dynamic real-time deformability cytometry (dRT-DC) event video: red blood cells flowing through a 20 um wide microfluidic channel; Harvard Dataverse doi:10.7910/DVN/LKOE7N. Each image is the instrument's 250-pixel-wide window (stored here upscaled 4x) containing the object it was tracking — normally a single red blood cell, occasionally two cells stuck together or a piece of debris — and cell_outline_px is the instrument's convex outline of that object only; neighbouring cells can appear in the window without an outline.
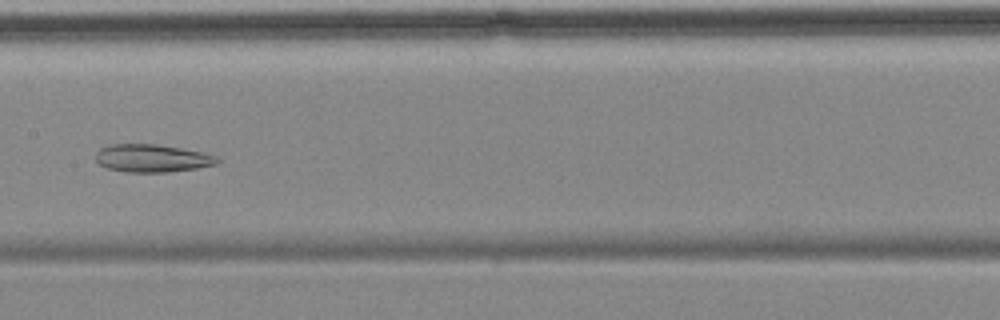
{"species": "common noctule bat (a hibernating species)", "species_latin": "Nyctalus noctula", "temperature_condition": "cold", "stored_images_in_passage": 8, "camera_frame_rate_fps": 3000, "um_per_image_px": 0.085, "animal": {"sex": "female", "body_mass_g": 18.4}, "frame": {"image": 1, "passage_image": 7, "time_ms": 7.333, "image_size_px": [1000, 320], "cell_outline_px": [[220, 160], [216, 164], [196, 168], [168, 172], [128, 172], [108, 168], [100, 164], [96, 160], [96, 152], [100, 148], [108, 144], [156, 144], [180, 148], [200, 152], [216, 156]], "centroid_in_image_um": [12.9, 13.44], "position_along_channel_um": 194.5, "area_um2": 19.54}}
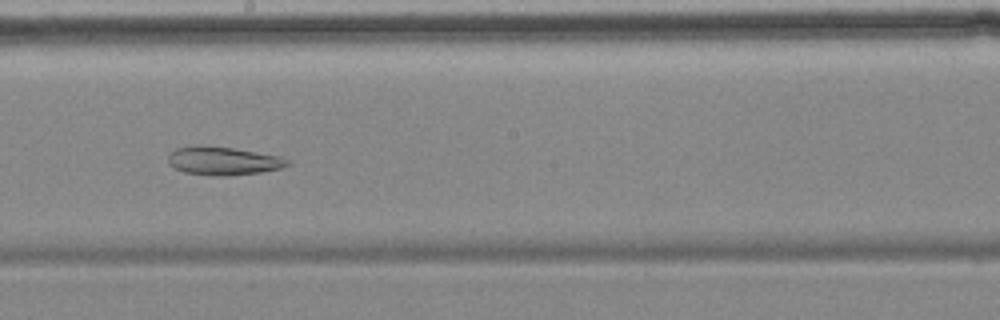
{"frame": {"image": 2, "passage_image": 8, "time_ms": 8.333, "image_size_px": [1000, 320], "cell_outline_px": [[292, 164], [280, 168], [260, 172], [224, 176], [216, 176], [184, 172], [172, 168], [168, 164], [168, 156], [176, 148], [232, 148], [280, 156], [288, 160]], "centroid_in_image_um": [19.0, 13.72], "position_along_channel_um": 229.2, "area_um2": 18.96}}